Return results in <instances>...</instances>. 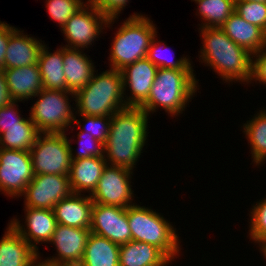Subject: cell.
I'll use <instances>...</instances> for the list:
<instances>
[{"label":"cell","instance_id":"obj_22","mask_svg":"<svg viewBox=\"0 0 266 266\" xmlns=\"http://www.w3.org/2000/svg\"><path fill=\"white\" fill-rule=\"evenodd\" d=\"M107 161L104 157H89L71 161L69 184L72 193L89 195L96 189Z\"/></svg>","mask_w":266,"mask_h":266},{"label":"cell","instance_id":"obj_37","mask_svg":"<svg viewBox=\"0 0 266 266\" xmlns=\"http://www.w3.org/2000/svg\"><path fill=\"white\" fill-rule=\"evenodd\" d=\"M97 10L108 19L118 18L119 13L127 6L129 0H88Z\"/></svg>","mask_w":266,"mask_h":266},{"label":"cell","instance_id":"obj_26","mask_svg":"<svg viewBox=\"0 0 266 266\" xmlns=\"http://www.w3.org/2000/svg\"><path fill=\"white\" fill-rule=\"evenodd\" d=\"M120 245L90 233L79 266H119Z\"/></svg>","mask_w":266,"mask_h":266},{"label":"cell","instance_id":"obj_35","mask_svg":"<svg viewBox=\"0 0 266 266\" xmlns=\"http://www.w3.org/2000/svg\"><path fill=\"white\" fill-rule=\"evenodd\" d=\"M80 117L83 118L82 121H85L87 123L83 125L81 131L91 134L93 138L105 144L109 135L112 116L81 115Z\"/></svg>","mask_w":266,"mask_h":266},{"label":"cell","instance_id":"obj_12","mask_svg":"<svg viewBox=\"0 0 266 266\" xmlns=\"http://www.w3.org/2000/svg\"><path fill=\"white\" fill-rule=\"evenodd\" d=\"M72 193L69 176L55 174L34 175L26 186L24 207L50 209Z\"/></svg>","mask_w":266,"mask_h":266},{"label":"cell","instance_id":"obj_27","mask_svg":"<svg viewBox=\"0 0 266 266\" xmlns=\"http://www.w3.org/2000/svg\"><path fill=\"white\" fill-rule=\"evenodd\" d=\"M40 133L29 117L23 120V126L8 127L0 134V148L30 151Z\"/></svg>","mask_w":266,"mask_h":266},{"label":"cell","instance_id":"obj_14","mask_svg":"<svg viewBox=\"0 0 266 266\" xmlns=\"http://www.w3.org/2000/svg\"><path fill=\"white\" fill-rule=\"evenodd\" d=\"M90 231L118 245L132 240L124 207L93 203Z\"/></svg>","mask_w":266,"mask_h":266},{"label":"cell","instance_id":"obj_5","mask_svg":"<svg viewBox=\"0 0 266 266\" xmlns=\"http://www.w3.org/2000/svg\"><path fill=\"white\" fill-rule=\"evenodd\" d=\"M156 30L148 17L139 13L129 16L121 24L111 43V69L121 71L131 63L145 58L153 37L157 35Z\"/></svg>","mask_w":266,"mask_h":266},{"label":"cell","instance_id":"obj_21","mask_svg":"<svg viewBox=\"0 0 266 266\" xmlns=\"http://www.w3.org/2000/svg\"><path fill=\"white\" fill-rule=\"evenodd\" d=\"M236 44L255 54L266 46V33L258 26L241 18L235 11L221 26Z\"/></svg>","mask_w":266,"mask_h":266},{"label":"cell","instance_id":"obj_4","mask_svg":"<svg viewBox=\"0 0 266 266\" xmlns=\"http://www.w3.org/2000/svg\"><path fill=\"white\" fill-rule=\"evenodd\" d=\"M123 77L121 71L109 69L94 74L90 82L75 93V114L88 116H112L125 109Z\"/></svg>","mask_w":266,"mask_h":266},{"label":"cell","instance_id":"obj_15","mask_svg":"<svg viewBox=\"0 0 266 266\" xmlns=\"http://www.w3.org/2000/svg\"><path fill=\"white\" fill-rule=\"evenodd\" d=\"M158 67L147 57L139 59L121 70L123 92L130 89V96L125 99L127 107H140L149 97ZM129 85V86H127Z\"/></svg>","mask_w":266,"mask_h":266},{"label":"cell","instance_id":"obj_23","mask_svg":"<svg viewBox=\"0 0 266 266\" xmlns=\"http://www.w3.org/2000/svg\"><path fill=\"white\" fill-rule=\"evenodd\" d=\"M81 49L63 47V65L66 78V91L76 93L92 79L95 66Z\"/></svg>","mask_w":266,"mask_h":266},{"label":"cell","instance_id":"obj_19","mask_svg":"<svg viewBox=\"0 0 266 266\" xmlns=\"http://www.w3.org/2000/svg\"><path fill=\"white\" fill-rule=\"evenodd\" d=\"M22 32L16 28L9 36L4 69L21 68L38 62L44 42L41 43V40L24 35Z\"/></svg>","mask_w":266,"mask_h":266},{"label":"cell","instance_id":"obj_18","mask_svg":"<svg viewBox=\"0 0 266 266\" xmlns=\"http://www.w3.org/2000/svg\"><path fill=\"white\" fill-rule=\"evenodd\" d=\"M71 193L53 207L57 224L90 229L93 201L91 196Z\"/></svg>","mask_w":266,"mask_h":266},{"label":"cell","instance_id":"obj_11","mask_svg":"<svg viewBox=\"0 0 266 266\" xmlns=\"http://www.w3.org/2000/svg\"><path fill=\"white\" fill-rule=\"evenodd\" d=\"M132 170L107 164L98 185L90 195L93 203L127 208L134 205L131 188Z\"/></svg>","mask_w":266,"mask_h":266},{"label":"cell","instance_id":"obj_9","mask_svg":"<svg viewBox=\"0 0 266 266\" xmlns=\"http://www.w3.org/2000/svg\"><path fill=\"white\" fill-rule=\"evenodd\" d=\"M115 19L118 18L108 19L87 1L62 27L61 31L68 43L63 47L82 50L88 48L96 38H99L103 26H111Z\"/></svg>","mask_w":266,"mask_h":266},{"label":"cell","instance_id":"obj_24","mask_svg":"<svg viewBox=\"0 0 266 266\" xmlns=\"http://www.w3.org/2000/svg\"><path fill=\"white\" fill-rule=\"evenodd\" d=\"M171 260L156 246L141 241L120 245L119 266H167Z\"/></svg>","mask_w":266,"mask_h":266},{"label":"cell","instance_id":"obj_31","mask_svg":"<svg viewBox=\"0 0 266 266\" xmlns=\"http://www.w3.org/2000/svg\"><path fill=\"white\" fill-rule=\"evenodd\" d=\"M235 12L266 33V3L235 0Z\"/></svg>","mask_w":266,"mask_h":266},{"label":"cell","instance_id":"obj_17","mask_svg":"<svg viewBox=\"0 0 266 266\" xmlns=\"http://www.w3.org/2000/svg\"><path fill=\"white\" fill-rule=\"evenodd\" d=\"M0 240V266H34L40 254L9 223Z\"/></svg>","mask_w":266,"mask_h":266},{"label":"cell","instance_id":"obj_7","mask_svg":"<svg viewBox=\"0 0 266 266\" xmlns=\"http://www.w3.org/2000/svg\"><path fill=\"white\" fill-rule=\"evenodd\" d=\"M68 95L75 98V93L70 91L43 88L34 96L38 100L32 105L29 116L41 133H65L74 122L81 126L73 113L75 109L71 110Z\"/></svg>","mask_w":266,"mask_h":266},{"label":"cell","instance_id":"obj_38","mask_svg":"<svg viewBox=\"0 0 266 266\" xmlns=\"http://www.w3.org/2000/svg\"><path fill=\"white\" fill-rule=\"evenodd\" d=\"M255 60H252V74L250 83L253 81L266 84V46L253 54ZM252 80V81H251Z\"/></svg>","mask_w":266,"mask_h":266},{"label":"cell","instance_id":"obj_39","mask_svg":"<svg viewBox=\"0 0 266 266\" xmlns=\"http://www.w3.org/2000/svg\"><path fill=\"white\" fill-rule=\"evenodd\" d=\"M16 28L9 26V24L0 21V70L4 69V57L7 50L8 40L10 34Z\"/></svg>","mask_w":266,"mask_h":266},{"label":"cell","instance_id":"obj_16","mask_svg":"<svg viewBox=\"0 0 266 266\" xmlns=\"http://www.w3.org/2000/svg\"><path fill=\"white\" fill-rule=\"evenodd\" d=\"M25 222L24 225L20 224V221L13 218L10 224L15 230L28 242L37 252V244L40 242H50L52 235L57 226V221L53 210L25 207Z\"/></svg>","mask_w":266,"mask_h":266},{"label":"cell","instance_id":"obj_29","mask_svg":"<svg viewBox=\"0 0 266 266\" xmlns=\"http://www.w3.org/2000/svg\"><path fill=\"white\" fill-rule=\"evenodd\" d=\"M202 19L200 28L221 27L235 11V0H193ZM204 19V20H203Z\"/></svg>","mask_w":266,"mask_h":266},{"label":"cell","instance_id":"obj_6","mask_svg":"<svg viewBox=\"0 0 266 266\" xmlns=\"http://www.w3.org/2000/svg\"><path fill=\"white\" fill-rule=\"evenodd\" d=\"M132 240L159 248L171 261L179 256V235L168 220L145 206L134 204L126 208Z\"/></svg>","mask_w":266,"mask_h":266},{"label":"cell","instance_id":"obj_25","mask_svg":"<svg viewBox=\"0 0 266 266\" xmlns=\"http://www.w3.org/2000/svg\"><path fill=\"white\" fill-rule=\"evenodd\" d=\"M37 65L44 89L66 91L63 47L57 49L54 53H50L47 45L44 44L40 50Z\"/></svg>","mask_w":266,"mask_h":266},{"label":"cell","instance_id":"obj_8","mask_svg":"<svg viewBox=\"0 0 266 266\" xmlns=\"http://www.w3.org/2000/svg\"><path fill=\"white\" fill-rule=\"evenodd\" d=\"M65 133H40L30 149L34 175L69 176L71 142Z\"/></svg>","mask_w":266,"mask_h":266},{"label":"cell","instance_id":"obj_42","mask_svg":"<svg viewBox=\"0 0 266 266\" xmlns=\"http://www.w3.org/2000/svg\"><path fill=\"white\" fill-rule=\"evenodd\" d=\"M243 1L266 3V0H243Z\"/></svg>","mask_w":266,"mask_h":266},{"label":"cell","instance_id":"obj_41","mask_svg":"<svg viewBox=\"0 0 266 266\" xmlns=\"http://www.w3.org/2000/svg\"><path fill=\"white\" fill-rule=\"evenodd\" d=\"M259 248H260L259 250H261V252L263 253V255H264L265 259H266V244H264L263 246H261Z\"/></svg>","mask_w":266,"mask_h":266},{"label":"cell","instance_id":"obj_10","mask_svg":"<svg viewBox=\"0 0 266 266\" xmlns=\"http://www.w3.org/2000/svg\"><path fill=\"white\" fill-rule=\"evenodd\" d=\"M33 177L30 151L0 148V191L20 197Z\"/></svg>","mask_w":266,"mask_h":266},{"label":"cell","instance_id":"obj_1","mask_svg":"<svg viewBox=\"0 0 266 266\" xmlns=\"http://www.w3.org/2000/svg\"><path fill=\"white\" fill-rule=\"evenodd\" d=\"M148 116L140 107H126L112 115L104 144L107 164L133 170L147 142Z\"/></svg>","mask_w":266,"mask_h":266},{"label":"cell","instance_id":"obj_2","mask_svg":"<svg viewBox=\"0 0 266 266\" xmlns=\"http://www.w3.org/2000/svg\"><path fill=\"white\" fill-rule=\"evenodd\" d=\"M202 63L213 68L225 82L250 83L253 54L234 43L221 27L199 28Z\"/></svg>","mask_w":266,"mask_h":266},{"label":"cell","instance_id":"obj_32","mask_svg":"<svg viewBox=\"0 0 266 266\" xmlns=\"http://www.w3.org/2000/svg\"><path fill=\"white\" fill-rule=\"evenodd\" d=\"M83 0H46V7L52 20L62 28L67 21L86 3Z\"/></svg>","mask_w":266,"mask_h":266},{"label":"cell","instance_id":"obj_3","mask_svg":"<svg viewBox=\"0 0 266 266\" xmlns=\"http://www.w3.org/2000/svg\"><path fill=\"white\" fill-rule=\"evenodd\" d=\"M193 72V69L158 68L149 97L140 108L148 115L160 106L172 117L182 114L198 89Z\"/></svg>","mask_w":266,"mask_h":266},{"label":"cell","instance_id":"obj_40","mask_svg":"<svg viewBox=\"0 0 266 266\" xmlns=\"http://www.w3.org/2000/svg\"><path fill=\"white\" fill-rule=\"evenodd\" d=\"M13 102L7 86L5 74L0 70V108L7 106Z\"/></svg>","mask_w":266,"mask_h":266},{"label":"cell","instance_id":"obj_33","mask_svg":"<svg viewBox=\"0 0 266 266\" xmlns=\"http://www.w3.org/2000/svg\"><path fill=\"white\" fill-rule=\"evenodd\" d=\"M250 213V239L261 247L266 244V198L256 202Z\"/></svg>","mask_w":266,"mask_h":266},{"label":"cell","instance_id":"obj_28","mask_svg":"<svg viewBox=\"0 0 266 266\" xmlns=\"http://www.w3.org/2000/svg\"><path fill=\"white\" fill-rule=\"evenodd\" d=\"M259 110L247 123L243 124L248 143H250L252 159L258 166L266 160V110Z\"/></svg>","mask_w":266,"mask_h":266},{"label":"cell","instance_id":"obj_36","mask_svg":"<svg viewBox=\"0 0 266 266\" xmlns=\"http://www.w3.org/2000/svg\"><path fill=\"white\" fill-rule=\"evenodd\" d=\"M16 103L18 102L13 101L11 104L0 108V134L5 132L8 127L23 126L25 118H22L21 114L19 115V108Z\"/></svg>","mask_w":266,"mask_h":266},{"label":"cell","instance_id":"obj_34","mask_svg":"<svg viewBox=\"0 0 266 266\" xmlns=\"http://www.w3.org/2000/svg\"><path fill=\"white\" fill-rule=\"evenodd\" d=\"M77 136L79 141L78 144L80 145V150L78 151V153H76V156H74V153L72 152L74 150L72 149V147H70L71 160H78L89 157H104V144L102 142L93 138L91 134L83 131H79Z\"/></svg>","mask_w":266,"mask_h":266},{"label":"cell","instance_id":"obj_43","mask_svg":"<svg viewBox=\"0 0 266 266\" xmlns=\"http://www.w3.org/2000/svg\"><path fill=\"white\" fill-rule=\"evenodd\" d=\"M34 266H46V265L39 260V262L36 263Z\"/></svg>","mask_w":266,"mask_h":266},{"label":"cell","instance_id":"obj_13","mask_svg":"<svg viewBox=\"0 0 266 266\" xmlns=\"http://www.w3.org/2000/svg\"><path fill=\"white\" fill-rule=\"evenodd\" d=\"M90 229L57 224L50 243L54 244L58 255L42 261L46 266H79L90 236Z\"/></svg>","mask_w":266,"mask_h":266},{"label":"cell","instance_id":"obj_20","mask_svg":"<svg viewBox=\"0 0 266 266\" xmlns=\"http://www.w3.org/2000/svg\"><path fill=\"white\" fill-rule=\"evenodd\" d=\"M3 72L13 101L28 100L39 94L43 89L37 64L21 68L3 69Z\"/></svg>","mask_w":266,"mask_h":266},{"label":"cell","instance_id":"obj_30","mask_svg":"<svg viewBox=\"0 0 266 266\" xmlns=\"http://www.w3.org/2000/svg\"><path fill=\"white\" fill-rule=\"evenodd\" d=\"M155 37H157L156 35L153 37L148 52H147V58L158 68H163V69H192V65L191 62L189 60V58L186 57H181L180 59H176V61H174V59L170 58V60L167 57H164L166 55V51H164L165 49L168 50L166 44H164L165 47L161 46L163 44H161L160 41H156ZM165 52L164 56H160L162 51ZM162 52V53H163ZM163 55V54H161ZM168 56V55H167Z\"/></svg>","mask_w":266,"mask_h":266}]
</instances>
